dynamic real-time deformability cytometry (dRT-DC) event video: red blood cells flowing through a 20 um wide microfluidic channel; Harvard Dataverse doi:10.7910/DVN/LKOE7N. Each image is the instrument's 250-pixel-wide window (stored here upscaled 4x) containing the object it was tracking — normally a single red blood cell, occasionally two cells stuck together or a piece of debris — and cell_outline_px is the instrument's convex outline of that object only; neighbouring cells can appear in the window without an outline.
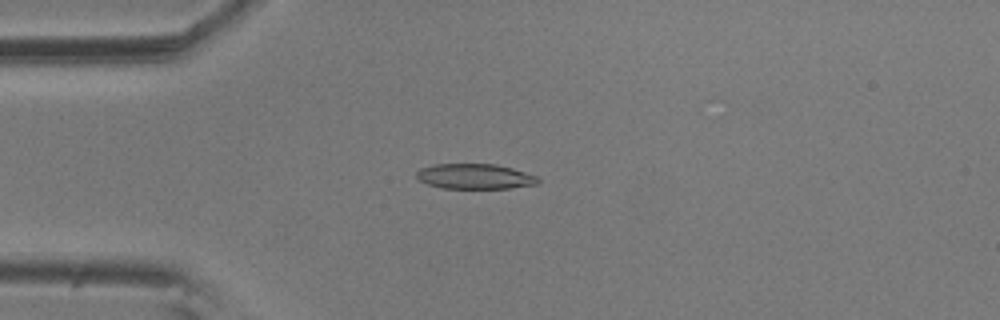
{"species": "common noctule bat (a hibernating species)", "species_latin": "Nyctalus noctula", "temperature_condition": "room temperature", "stored_images_in_passage": 4, "camera_frame_rate_fps": 3000, "um_per_image_px": 0.085, "animal": {"sex": "male", "body_mass_g": 20.5, "forearm_length_mm": 52.5}, "frame": {"image": 1, "passage_image": 3, "time_ms": 0.667, "image_size_px": [1000, 320], "cell_outline_px": [[540, 180], [536, 184], [508, 188], [444, 188], [428, 184], [420, 180], [416, 176], [416, 172], [420, 168], [436, 164], [496, 164], [512, 168], [536, 176]], "centroid_in_image_um": [40.35, 14.99], "position_along_channel_um": 44.7, "area_um2": 17.63}}